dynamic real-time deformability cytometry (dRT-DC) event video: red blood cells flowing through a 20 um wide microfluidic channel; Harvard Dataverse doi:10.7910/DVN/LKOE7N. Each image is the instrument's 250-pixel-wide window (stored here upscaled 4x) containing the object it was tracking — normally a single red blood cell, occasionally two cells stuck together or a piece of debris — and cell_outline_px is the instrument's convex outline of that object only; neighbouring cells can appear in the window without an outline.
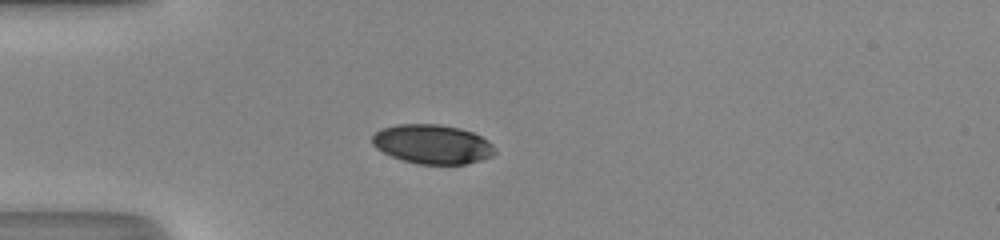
{"species": "human", "species_latin": "Homo sapiens", "temperature_condition": "room temperature", "stored_images_in_passage": 35, "camera_frame_rate_fps": 3000, "um_per_image_px": 0.085, "donor": {"sex": "male"}, "frame": {"image": 1, "passage_image": 1, "time_ms": 0.0, "image_size_px": [1000, 240], "cell_outline_px": [[496, 152], [492, 156], [468, 164], [416, 164], [392, 156], [376, 148], [372, 144], [372, 136], [376, 132], [384, 128], [396, 124], [440, 124], [460, 128], [472, 132], [488, 140], [496, 148]], "centroid_in_image_um": [36.78, 12.25], "position_along_channel_um": 48.2, "area_um2": 28.09}}
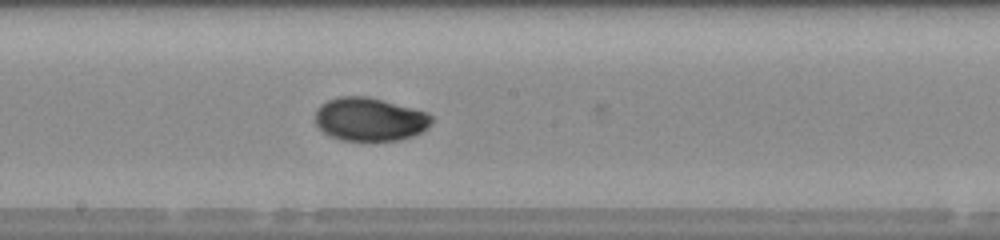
{"frame": {"image": 2, "passage_image": 14, "time_ms": 4.333, "image_size_px": [1000, 240], "cell_outline_px": [[432, 124], [428, 128], [412, 136], [400, 140], [340, 140], [324, 132], [316, 124], [316, 108], [320, 104], [328, 100], [340, 96], [364, 96], [412, 108], [424, 112], [432, 116]], "centroid_in_image_um": [31.41, 10.14], "position_along_channel_um": 216.8, "area_um2": 29.07}}
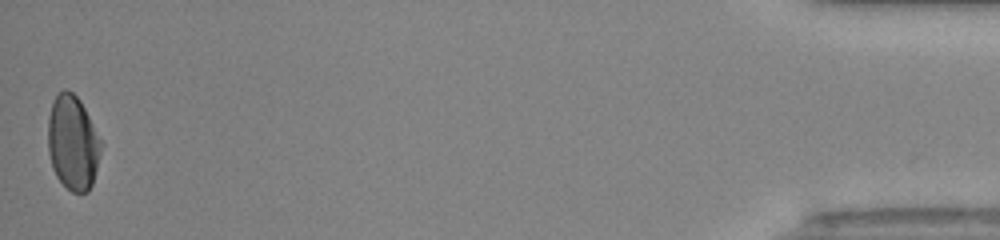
{"frame": {"image": 3, "passage_image": 35, "time_ms": 11.333, "image_size_px": [1000, 240], "cell_outline_px": [[100, 152], [92, 184], [88, 192], [72, 192], [56, 176], [52, 168], [48, 152], [48, 116], [52, 100], [64, 88], [68, 88], [80, 100], [100, 140]], "centroid_in_image_um": [6.15, 12.11], "position_along_channel_um": 429.1, "area_um2": 28.9}, "authors_computed_cell_mechanics": {"area_um2": 28.9, "velocity_mm_per_s": 4.3573, "shape_relaxation_time_tau1_ms": 6.4339, "shape_relaxation_time_tau2_ms": 1.0702, "deformation_change_tau1": 0.1548, "deformation_change_tau2": 0.0284}}